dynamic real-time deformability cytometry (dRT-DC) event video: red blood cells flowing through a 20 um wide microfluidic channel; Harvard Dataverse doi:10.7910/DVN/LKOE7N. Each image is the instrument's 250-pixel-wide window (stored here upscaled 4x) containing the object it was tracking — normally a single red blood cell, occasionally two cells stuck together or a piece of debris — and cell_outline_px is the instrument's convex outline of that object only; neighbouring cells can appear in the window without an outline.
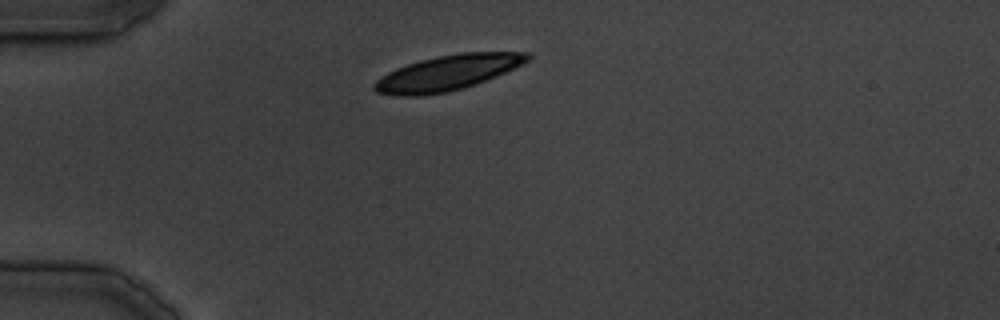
{"species": "common noctule bat (a hibernating species)", "species_latin": "Nyctalus noctula", "temperature_condition": "cold", "stored_images_in_passage": 7, "camera_frame_rate_fps": 3000, "um_per_image_px": 0.085, "animal": {"sex": "male", "body_mass_g": 19.5, "forearm_length_mm": 54.6}, "frame": {"image": 1, "passage_image": 1, "time_ms": 0.0, "image_size_px": [1000, 320], "cell_outline_px": [[532, 56], [528, 60], [496, 76], [476, 84], [464, 88], [448, 92], [420, 96], [404, 96], [376, 92], [372, 88], [372, 84], [376, 80], [388, 72], [396, 68], [420, 60], [436, 56], [460, 52], [528, 52]], "centroid_in_image_um": [38.01, 6.19], "position_along_channel_um": 47.0, "area_um2": 31.27}}